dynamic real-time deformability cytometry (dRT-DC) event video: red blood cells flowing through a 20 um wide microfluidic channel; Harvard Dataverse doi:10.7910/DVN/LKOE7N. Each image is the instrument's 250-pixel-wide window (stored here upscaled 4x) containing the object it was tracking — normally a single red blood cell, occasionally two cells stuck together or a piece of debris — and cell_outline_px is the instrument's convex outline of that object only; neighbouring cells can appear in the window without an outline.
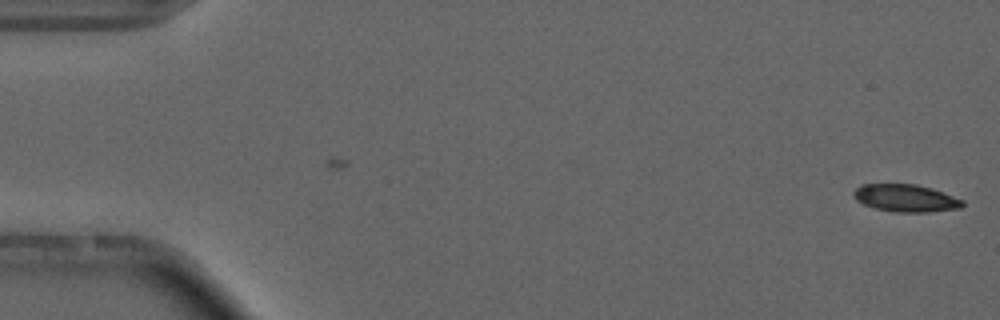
{"species": "common noctule bat (a hibernating species)", "species_latin": "Nyctalus noctula", "temperature_condition": "cold", "stored_images_in_passage": 6, "camera_frame_rate_fps": 3000, "um_per_image_px": 0.085, "animal": {"sex": "male", "forearm_length_mm": 52.5}, "frame": {"image": 1, "passage_image": 6, "time_ms": 1.667, "image_size_px": [1000, 320], "cell_outline_px": [[964, 204], [960, 208], [928, 212], [896, 212], [876, 208], [864, 204], [856, 200], [852, 192], [860, 184], [916, 184], [932, 188], [964, 200]], "centroid_in_image_um": [76.98, 16.83], "position_along_channel_um": 8.0, "area_um2": 17.4}}